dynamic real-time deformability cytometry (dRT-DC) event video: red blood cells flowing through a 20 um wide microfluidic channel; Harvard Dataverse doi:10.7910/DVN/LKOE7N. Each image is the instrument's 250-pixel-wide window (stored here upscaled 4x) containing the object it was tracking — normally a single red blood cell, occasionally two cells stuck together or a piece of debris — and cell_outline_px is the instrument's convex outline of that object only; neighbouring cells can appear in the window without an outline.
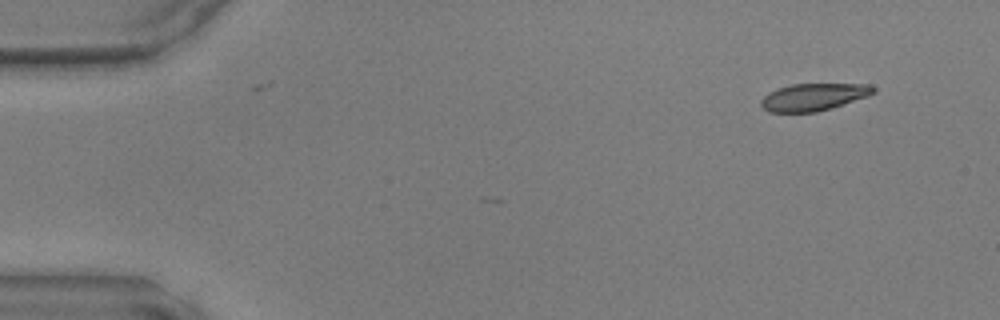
{"species": "common noctule bat (a hibernating species)", "species_latin": "Nyctalus noctula", "temperature_condition": "warm", "stored_images_in_passage": 44, "camera_frame_rate_fps": 3000, "um_per_image_px": 0.085, "animal": {"sex": "male", "body_mass_g": 17.9, "forearm_length_mm": 54.2}, "frame": {"image": 1, "passage_image": 1, "time_ms": 0.0, "image_size_px": [1000, 320], "cell_outline_px": [[876, 92], [868, 96], [816, 112], [768, 112], [760, 104], [760, 100], [768, 92], [776, 88], [792, 84], [872, 84], [876, 88]], "centroid_in_image_um": [69.14, 8.23], "position_along_channel_um": 15.9, "area_um2": 17.86}}
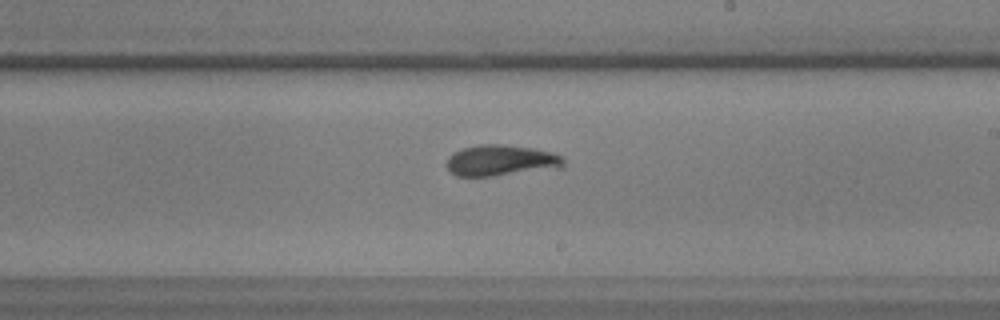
{"frame": {"image": 2, "passage_image": 25, "time_ms": 8.0, "image_size_px": [1000, 320], "cell_outline_px": [[564, 168], [492, 176], [456, 176], [444, 164], [448, 156], [452, 152], [464, 148], [480, 144], [500, 144], [532, 148], [552, 152], [560, 156], [564, 160]], "centroid_in_image_um": [42.57, 13.64], "position_along_channel_um": 246.4, "area_um2": 21.33}}
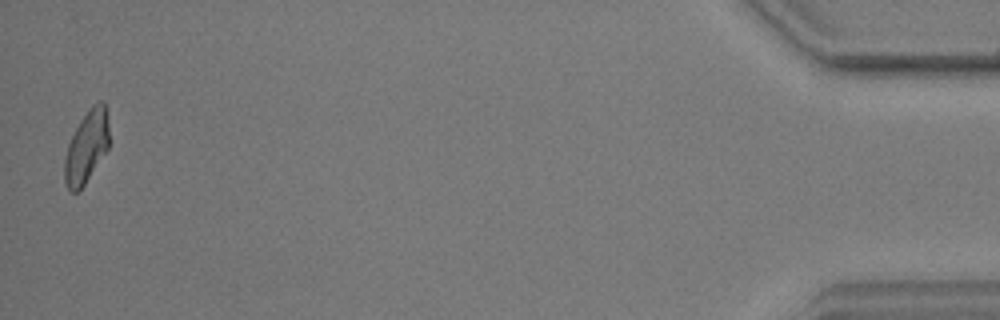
{"frame": {"image": 3, "passage_image": 44, "time_ms": 14.333, "image_size_px": [1000, 320], "cell_outline_px": [[108, 148], [84, 184], [76, 192], [72, 192], [68, 188], [64, 180], [64, 160], [68, 144], [80, 120], [92, 104], [100, 100], [104, 100], [108, 120]], "centroid_in_image_um": [7.35, 12.44], "position_along_channel_um": 427.8, "area_um2": 18.5}}